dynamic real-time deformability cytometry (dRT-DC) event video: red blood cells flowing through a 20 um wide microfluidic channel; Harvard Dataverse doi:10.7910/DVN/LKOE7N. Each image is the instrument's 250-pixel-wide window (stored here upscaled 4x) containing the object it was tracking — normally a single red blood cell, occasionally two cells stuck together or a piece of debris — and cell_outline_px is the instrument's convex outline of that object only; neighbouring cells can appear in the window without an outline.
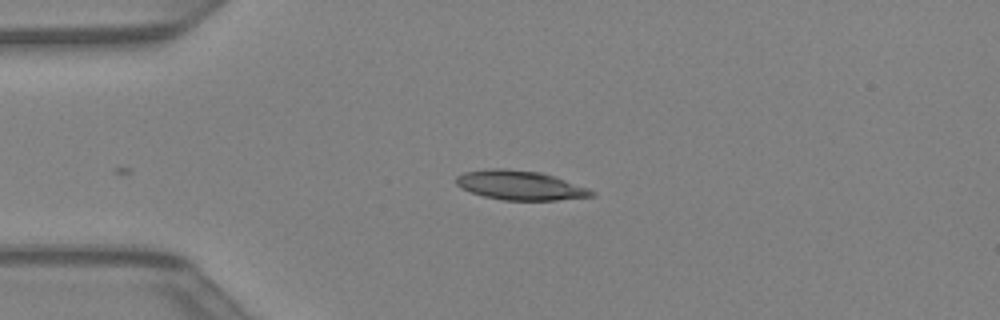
{"species": "Egyptian fruit bat (a non-hibernating species)", "species_latin": "Rousettus aegyptiacus", "temperature_condition": "warm", "stored_images_in_passage": 28, "camera_frame_rate_fps": 3000, "um_per_image_px": 0.085, "animal": {"sex": "female"}, "frame": {"image": 1, "passage_image": 1, "time_ms": 0.0, "image_size_px": [1000, 320], "cell_outline_px": [[596, 196], [556, 200], [504, 200], [484, 196], [460, 188], [456, 184], [456, 176], [464, 172], [492, 168], [504, 168], [540, 172], [588, 188], [596, 192]], "centroid_in_image_um": [44.2, 15.75], "position_along_channel_um": 40.8, "area_um2": 23.0}}
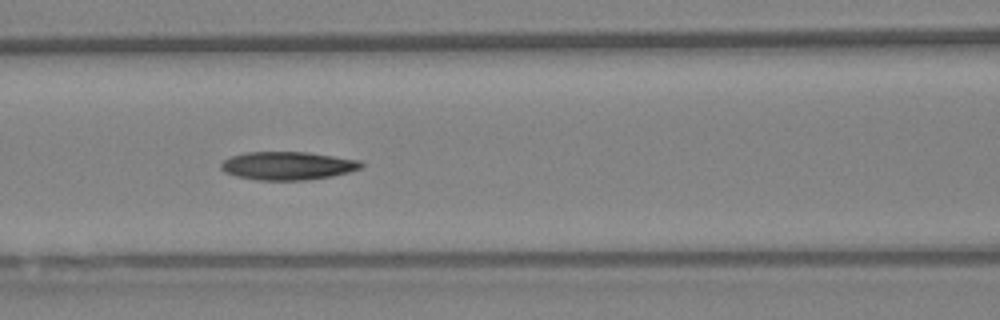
{"frame": {"image": 2, "passage_image": 9, "time_ms": 2.667, "image_size_px": [1000, 320], "cell_outline_px": [[364, 164], [360, 168], [348, 172], [332, 176], [308, 180], [260, 180], [236, 176], [224, 172], [220, 168], [220, 164], [224, 160], [232, 156], [244, 152], [308, 152], [360, 160]], "centroid_in_image_um": [24.44, 14.08], "position_along_channel_um": 142.2, "area_um2": 23.06}}
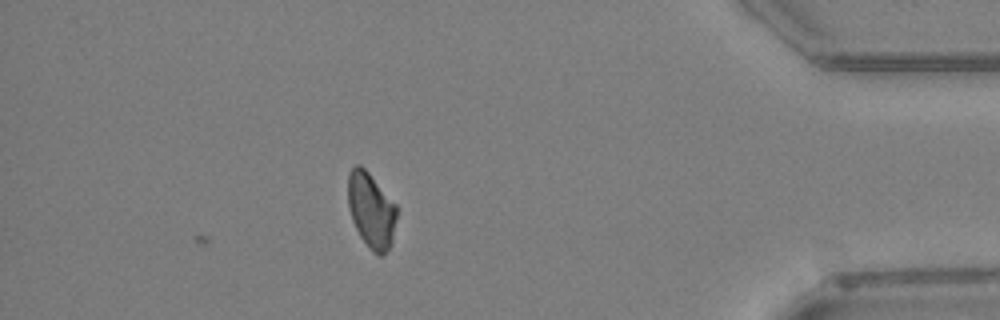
{"frame": {"image": 3, "passage_image": 28, "time_ms": 9.0, "image_size_px": [1000, 320], "cell_outline_px": [[396, 216], [392, 244], [380, 256], [376, 256], [372, 252], [360, 236], [352, 220], [348, 204], [348, 172], [356, 164], [360, 164], [368, 172], [396, 204]], "centroid_in_image_um": [31.54, 17.87], "position_along_channel_um": 403.7, "area_um2": 21.33}}